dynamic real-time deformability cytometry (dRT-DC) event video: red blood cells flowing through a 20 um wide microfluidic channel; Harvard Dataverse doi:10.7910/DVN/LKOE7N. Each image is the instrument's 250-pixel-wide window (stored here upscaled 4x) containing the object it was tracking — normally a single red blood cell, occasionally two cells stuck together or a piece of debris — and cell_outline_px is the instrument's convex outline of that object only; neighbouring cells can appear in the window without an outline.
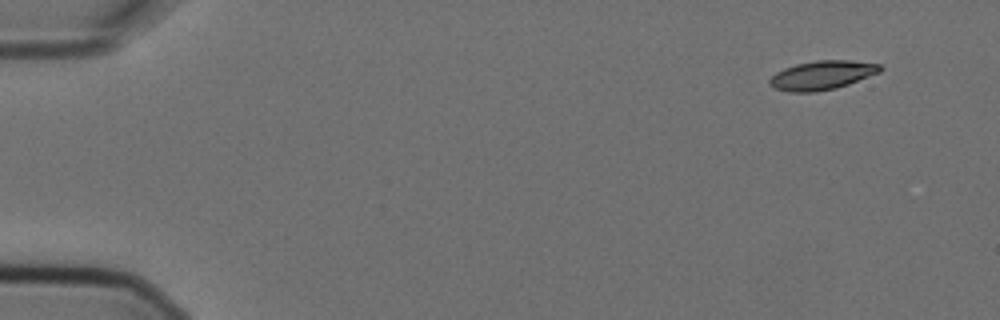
{"species": "Egyptian fruit bat (a non-hibernating species)", "species_latin": "Rousettus aegyptiacus", "temperature_condition": "cold", "stored_images_in_passage": 6, "segment_of_instrument_passage": [2, 2], "camera_frame_rate_fps": 3000, "um_per_image_px": 0.085, "animal": {"sex": "female"}, "frame": {"image": 1, "passage_image": 6, "time_ms": 1.667, "image_size_px": [1000, 320], "cell_outline_px": [[884, 68], [880, 72], [848, 84], [836, 88], [816, 92], [788, 92], [772, 88], [768, 84], [768, 80], [776, 72], [784, 68], [796, 64], [816, 60], [848, 60], [880, 64]], "centroid_in_image_um": [69.84, 6.4], "position_along_channel_um": 15.2, "area_um2": 18.79}}